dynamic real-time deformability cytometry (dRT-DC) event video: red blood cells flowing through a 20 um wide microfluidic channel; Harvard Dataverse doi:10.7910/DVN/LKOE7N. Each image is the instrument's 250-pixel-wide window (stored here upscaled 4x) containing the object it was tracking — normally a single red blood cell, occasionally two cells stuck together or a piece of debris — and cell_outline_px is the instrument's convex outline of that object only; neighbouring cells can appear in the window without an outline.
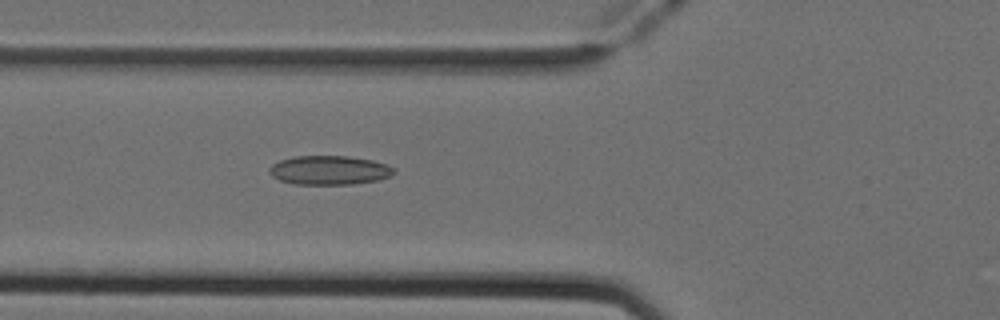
{"species": "Egyptian fruit bat (a non-hibernating species)", "species_latin": "Rousettus aegyptiacus", "temperature_condition": "cold", "stored_images_in_passage": 51, "camera_frame_rate_fps": 3000, "um_per_image_px": 0.085, "animal": {"sex": "female"}, "frame": {"image": 1, "passage_image": 19, "time_ms": 6.0, "image_size_px": [1000, 320], "cell_outline_px": [[396, 172], [392, 176], [380, 180], [352, 184], [296, 184], [280, 180], [272, 176], [268, 172], [268, 168], [272, 164], [280, 160], [292, 156], [348, 156], [372, 160], [384, 164], [392, 168]], "centroid_in_image_um": [27.98, 14.47], "position_along_channel_um": 97.8, "area_um2": 21.15}}
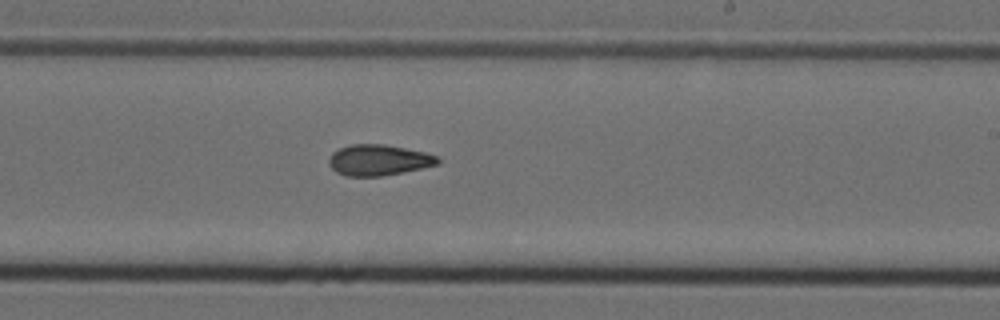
{"frame": {"image": 2, "passage_image": 31, "time_ms": 10.0, "image_size_px": [1000, 320], "cell_outline_px": [[440, 164], [380, 176], [344, 176], [336, 172], [328, 164], [328, 160], [332, 152], [340, 148], [352, 144], [384, 144], [424, 152], [440, 156]], "centroid_in_image_um": [32.17, 13.6], "position_along_channel_um": 256.8, "area_um2": 19.54}}
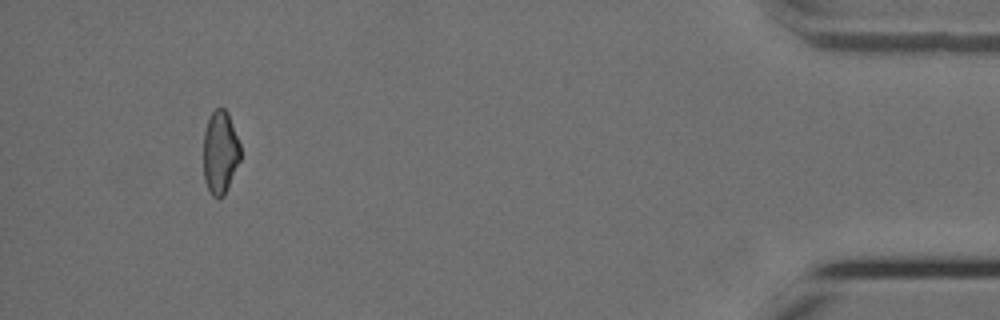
{"frame": {"image": 3, "passage_image": 48, "time_ms": 15.667, "image_size_px": [1000, 320], "cell_outline_px": [[240, 160], [224, 196], [220, 200], [212, 196], [204, 180], [204, 132], [208, 120], [212, 112], [216, 108], [224, 108], [228, 112], [240, 144]], "centroid_in_image_um": [18.72, 12.97], "position_along_channel_um": 416.5, "area_um2": 17.92}, "authors_computed_cell_mechanics": {"area_um2": 19.7098, "velocity_mm_per_s": 3.9582, "shape_relaxation_time_tau1_ms": null, "shape_relaxation_time_tau2_ms": 7.3525, "deformation_change_tau1": null, "deformation_change_tau2": 0.1457}}